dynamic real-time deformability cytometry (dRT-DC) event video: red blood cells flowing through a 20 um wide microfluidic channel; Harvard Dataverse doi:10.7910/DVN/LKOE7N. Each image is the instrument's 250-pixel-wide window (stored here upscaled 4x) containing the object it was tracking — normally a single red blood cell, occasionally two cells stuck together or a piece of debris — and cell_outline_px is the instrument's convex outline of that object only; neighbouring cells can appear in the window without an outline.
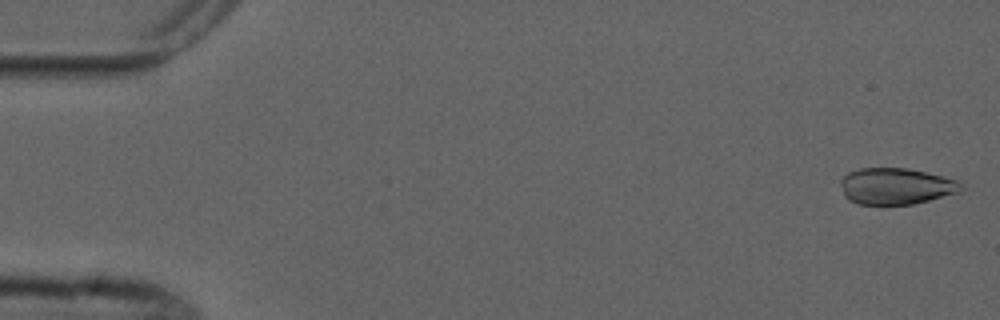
{"species": "common noctule bat (a hibernating species)", "species_latin": "Nyctalus noctula", "temperature_condition": "cold", "stored_images_in_passage": 5, "segment_of_instrument_passage": [2, 2], "camera_frame_rate_fps": 3000, "um_per_image_px": 0.085, "animal": {"sex": "male", "forearm_length_mm": 52.5}, "frame": {"image": 1, "passage_image": 5, "time_ms": 5.667, "image_size_px": [1000, 320], "cell_outline_px": [[964, 188], [960, 192], [912, 204], [860, 204], [848, 200], [844, 196], [840, 184], [840, 180], [848, 172], [860, 168], [908, 168], [960, 180]], "centroid_in_image_um": [76.16, 15.82], "position_along_channel_um": 8.8, "area_um2": 25.66}}